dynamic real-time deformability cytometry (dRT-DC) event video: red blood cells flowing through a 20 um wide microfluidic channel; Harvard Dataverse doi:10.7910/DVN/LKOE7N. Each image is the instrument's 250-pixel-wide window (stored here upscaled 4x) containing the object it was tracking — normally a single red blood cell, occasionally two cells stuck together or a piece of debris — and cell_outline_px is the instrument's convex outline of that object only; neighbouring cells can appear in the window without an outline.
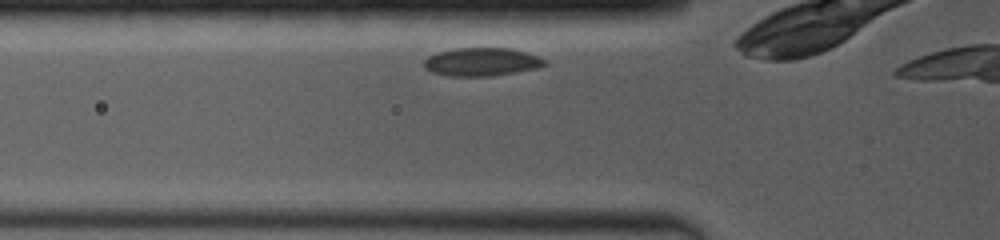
{"species": "common noctule bat (a hibernating species)", "species_latin": "Nyctalus noctula", "temperature_condition": "room temperature", "stored_images_in_passage": 3, "camera_frame_rate_fps": 4000, "um_per_image_px": 0.085, "animal": {"sex": "female", "body_mass_g": 19.0, "forearm_length_mm": 53.3}, "frame": {"image": 1, "passage_image": 3, "time_ms": 2.0, "image_size_px": [1000, 240], "cell_outline_px": [[548, 64], [536, 68], [488, 76], [448, 76], [432, 72], [424, 68], [424, 60], [428, 56], [440, 52], [456, 48], [512, 48], [536, 56], [544, 60]], "centroid_in_image_um": [40.9, 5.26], "position_along_channel_um": 84.9, "area_um2": 19.54}}